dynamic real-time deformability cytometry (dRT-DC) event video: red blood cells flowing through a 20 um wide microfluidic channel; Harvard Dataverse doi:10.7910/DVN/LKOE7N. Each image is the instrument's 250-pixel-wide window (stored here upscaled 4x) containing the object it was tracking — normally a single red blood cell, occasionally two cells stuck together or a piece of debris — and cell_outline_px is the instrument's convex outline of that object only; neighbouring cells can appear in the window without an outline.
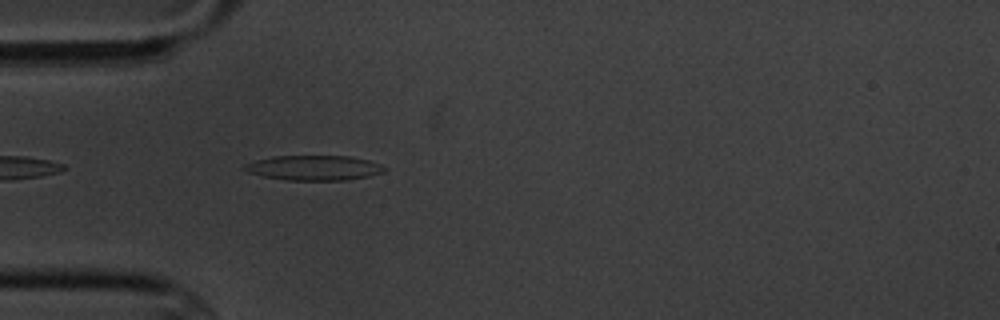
{"species": "common noctule bat (a hibernating species)", "species_latin": "Nyctalus noctula", "temperature_condition": "cold", "stored_images_in_passage": 1, "camera_frame_rate_fps": 3000, "um_per_image_px": 0.085, "animal": {"sex": "male", "body_mass_g": 20.1, "forearm_length_mm": 53.5}, "frame": {"image": 1, "passage_image": 1, "time_ms": 0.0, "image_size_px": [1000, 320], "cell_outline_px": [[388, 168], [384, 172], [368, 176], [348, 180], [284, 180], [260, 176], [248, 172], [244, 168], [244, 164], [256, 160], [272, 156], [352, 156], [368, 160], [380, 164]], "centroid_in_image_um": [26.7, 14.27], "position_along_channel_um": 58.3, "area_um2": 20.46}}